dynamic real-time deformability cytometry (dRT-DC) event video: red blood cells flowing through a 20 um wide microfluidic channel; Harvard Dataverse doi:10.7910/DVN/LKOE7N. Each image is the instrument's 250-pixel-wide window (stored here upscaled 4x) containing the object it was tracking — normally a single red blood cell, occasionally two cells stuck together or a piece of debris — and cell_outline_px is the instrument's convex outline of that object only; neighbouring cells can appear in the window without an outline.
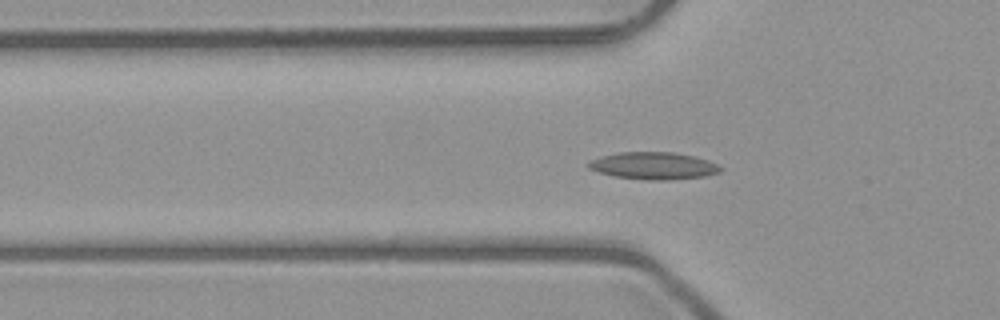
{"species": "common noctule bat (a hibernating species)", "species_latin": "Nyctalus noctula", "temperature_condition": "room temperature", "stored_images_in_passage": 39, "camera_frame_rate_fps": 3000, "um_per_image_px": 0.085, "animal": {"sex": "male", "body_mass_g": 23.1, "forearm_length_mm": 52.7}, "frame": {"image": 1, "passage_image": 4, "time_ms": 1.0, "image_size_px": [1000, 320], "cell_outline_px": [[724, 168], [720, 172], [704, 176], [668, 180], [648, 180], [612, 176], [588, 168], [584, 164], [600, 156], [620, 152], [672, 152], [692, 156], [708, 160]], "centroid_in_image_um": [55.52, 14.09], "position_along_channel_um": 70.3, "area_um2": 20.92}}
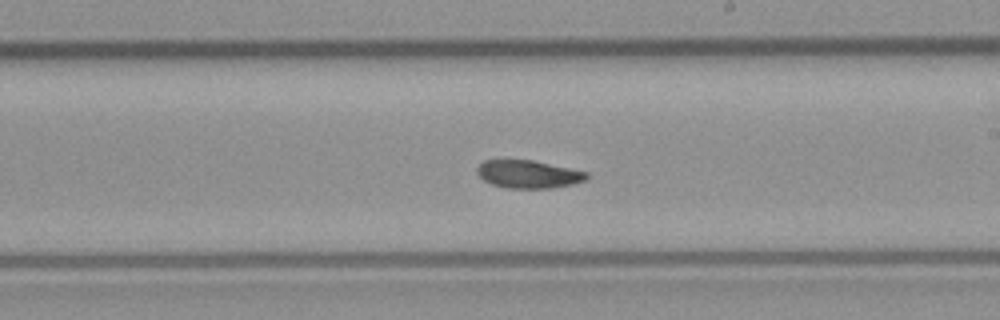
{"frame": {"image": 2, "passage_image": 17, "time_ms": 5.333, "image_size_px": [1000, 320], "cell_outline_px": [[588, 176], [584, 180], [572, 184], [552, 188], [508, 188], [492, 184], [484, 180], [476, 172], [476, 168], [484, 160], [532, 160], [588, 172]], "centroid_in_image_um": [44.89, 14.8], "position_along_channel_um": 244.1, "area_um2": 17.63}}
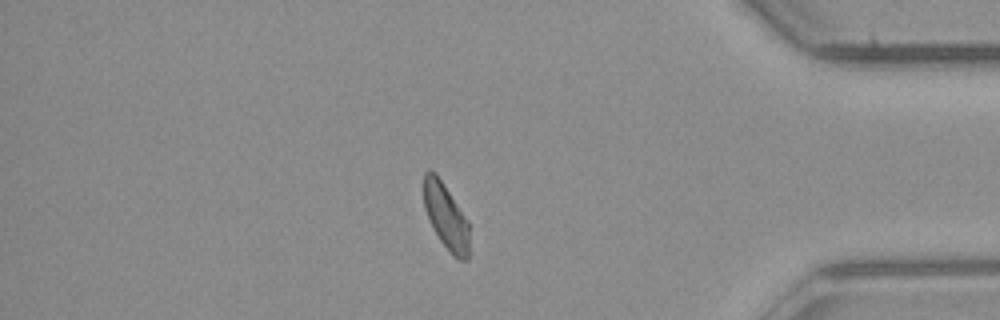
{"frame": {"image": 3, "passage_image": 31, "time_ms": 10.0, "image_size_px": [1000, 320], "cell_outline_px": [[468, 260], [460, 260], [452, 256], [440, 240], [432, 228], [424, 208], [424, 172], [436, 172], [468, 220]], "centroid_in_image_um": [37.9, 18.41], "position_along_channel_um": 397.3, "area_um2": 17.34}, "authors_computed_cell_mechanics": {"area_um2": 18.4382, "velocity_mm_per_s": 3.9936, "shape_relaxation_time_tau1_ms": 5.2517, "shape_relaxation_time_tau2_ms": null, "deformation_change_tau1": 0.134, "deformation_change_tau2": null}}